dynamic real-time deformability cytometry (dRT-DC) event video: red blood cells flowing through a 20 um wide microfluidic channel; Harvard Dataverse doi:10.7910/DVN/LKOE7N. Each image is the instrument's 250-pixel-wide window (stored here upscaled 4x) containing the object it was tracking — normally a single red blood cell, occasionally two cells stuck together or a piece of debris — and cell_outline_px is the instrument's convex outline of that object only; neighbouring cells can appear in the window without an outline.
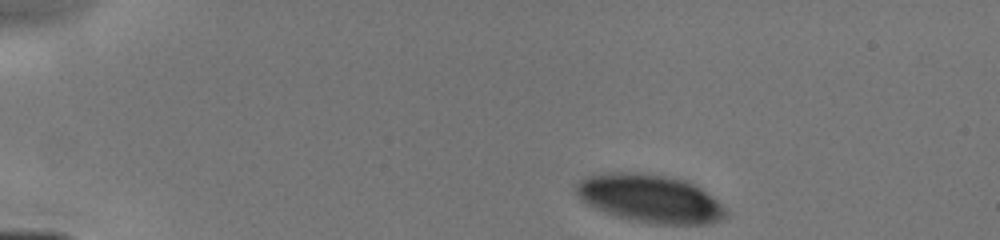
{"species": "human", "species_latin": "Homo sapiens", "temperature_condition": "cold", "stored_images_in_passage": 15, "camera_frame_rate_fps": 3000, "um_per_image_px": 0.085, "donor": {"sex": "male"}, "frame": {"image": 1, "passage_image": 1, "time_ms": 0.0, "image_size_px": [1000, 240], "cell_outline_px": [[728, 216], [724, 220], [708, 224], [652, 224], [632, 220], [616, 216], [604, 212], [580, 200], [576, 192], [576, 184], [580, 180], [588, 176], [600, 172], [640, 172], [664, 176], [684, 180], [700, 188], [712, 196], [728, 212]], "centroid_in_image_um": [55.24, 16.88], "position_along_channel_um": 29.8, "area_um2": 42.08}}
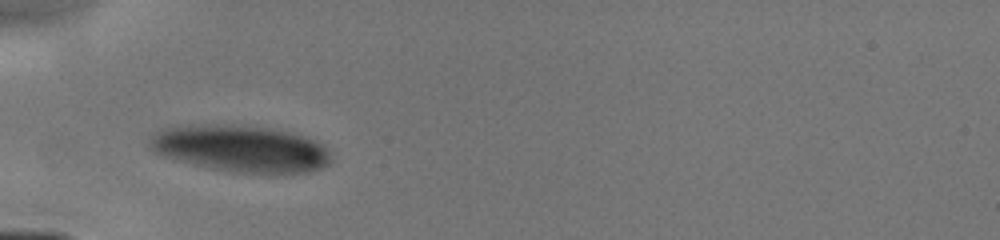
{"frame": {"image": 2, "passage_image": 10, "time_ms": 2.667, "image_size_px": [1000, 240], "cell_outline_px": [[332, 160], [328, 164], [320, 168], [308, 172], [268, 176], [236, 172], [208, 168], [164, 156], [152, 152], [148, 144], [148, 140], [156, 132], [164, 128], [184, 124], [244, 124], [268, 128], [308, 136], [324, 144], [328, 148], [332, 156]], "centroid_in_image_um": [20.51, 12.64], "position_along_channel_um": 64.5, "area_um2": 50.92}}